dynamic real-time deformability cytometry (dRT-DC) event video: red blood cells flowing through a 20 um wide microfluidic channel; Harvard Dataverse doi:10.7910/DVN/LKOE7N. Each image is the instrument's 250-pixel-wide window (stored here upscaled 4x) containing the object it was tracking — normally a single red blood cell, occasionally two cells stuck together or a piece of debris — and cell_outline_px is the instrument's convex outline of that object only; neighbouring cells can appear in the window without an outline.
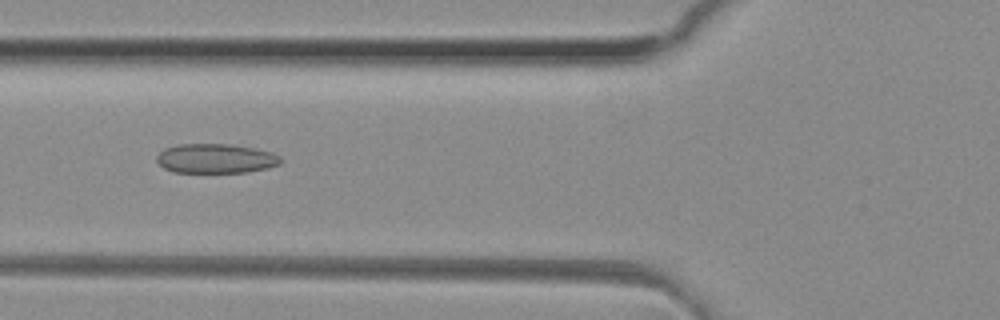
{"species": "common noctule bat (a hibernating species)", "species_latin": "Nyctalus noctula", "temperature_condition": "room temperature", "stored_images_in_passage": 36, "camera_frame_rate_fps": 3000, "um_per_image_px": 0.085, "animal": {"sex": "female", "body_mass_g": 29.2, "forearm_length_mm": 56.3}, "frame": {"image": 1, "passage_image": 5, "time_ms": 1.333, "image_size_px": [1000, 320], "cell_outline_px": [[280, 164], [268, 168], [248, 172], [172, 172], [164, 168], [156, 160], [156, 156], [164, 148], [176, 144], [228, 144], [256, 148], [272, 152], [280, 156]], "centroid_in_image_um": [18.33, 13.47], "position_along_channel_um": 107.5, "area_um2": 21.39}}
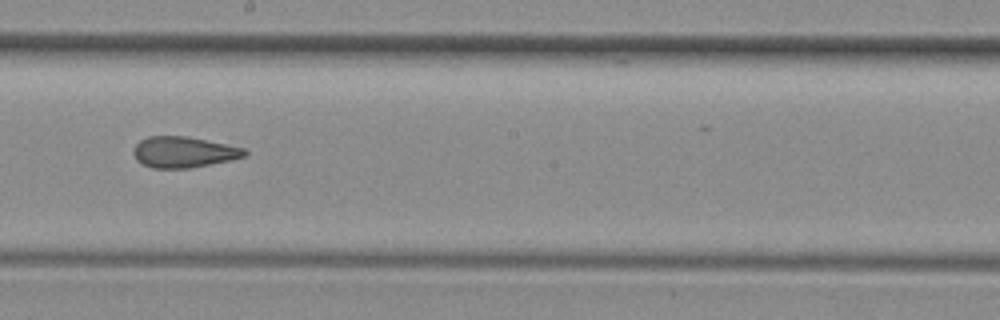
{"frame": {"image": 2, "passage_image": 14, "time_ms": 4.333, "image_size_px": [1000, 320], "cell_outline_px": [[248, 152], [244, 156], [232, 160], [188, 168], [152, 168], [136, 160], [132, 152], [136, 144], [140, 140], [148, 136], [184, 136], [244, 148]], "centroid_in_image_um": [15.57, 12.93], "position_along_channel_um": 232.6, "area_um2": 19.83}}
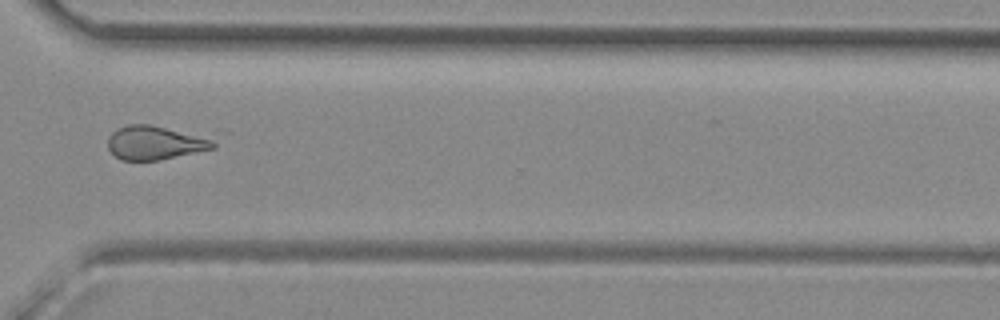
{"frame": {"image": 3, "passage_image": 23, "time_ms": 7.333, "image_size_px": [1000, 320], "cell_outline_px": [[228, 132], [216, 148], [160, 160], [120, 160], [108, 148], [108, 136], [116, 128], [128, 124], [148, 124], [216, 128]], "centroid_in_image_um": [13.74, 12.0], "position_along_channel_um": 356.9, "area_um2": 24.39}, "authors_computed_cell_mechanics": {"area_um2": 20.7502, "velocity_mm_per_s": 4.1557, "shape_relaxation_time_tau1_ms": null, "shape_relaxation_time_tau2_ms": 1.7926, "deformation_change_tau1": null, "deformation_change_tau2": 0.0934}}